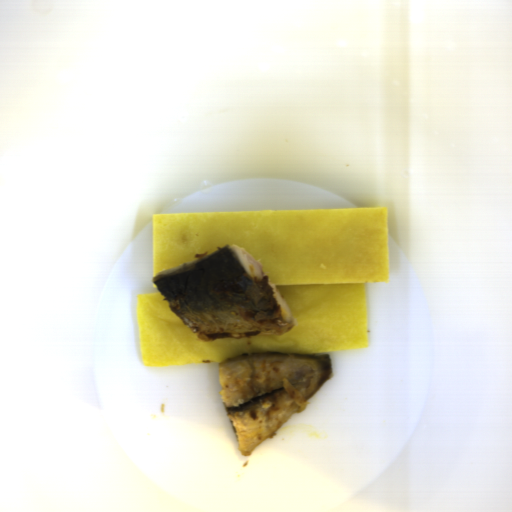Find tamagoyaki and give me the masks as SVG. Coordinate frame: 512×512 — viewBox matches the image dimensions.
<instances>
[{"instance_id": "81b7327e", "label": "tamagoyaki", "mask_w": 512, "mask_h": 512, "mask_svg": "<svg viewBox=\"0 0 512 512\" xmlns=\"http://www.w3.org/2000/svg\"><path fill=\"white\" fill-rule=\"evenodd\" d=\"M226 245L261 263L291 311L293 328L281 335L204 341L162 293L140 294L143 365L369 348L366 286L389 281L388 208L158 213L152 215V278Z\"/></svg>"}]
</instances>
